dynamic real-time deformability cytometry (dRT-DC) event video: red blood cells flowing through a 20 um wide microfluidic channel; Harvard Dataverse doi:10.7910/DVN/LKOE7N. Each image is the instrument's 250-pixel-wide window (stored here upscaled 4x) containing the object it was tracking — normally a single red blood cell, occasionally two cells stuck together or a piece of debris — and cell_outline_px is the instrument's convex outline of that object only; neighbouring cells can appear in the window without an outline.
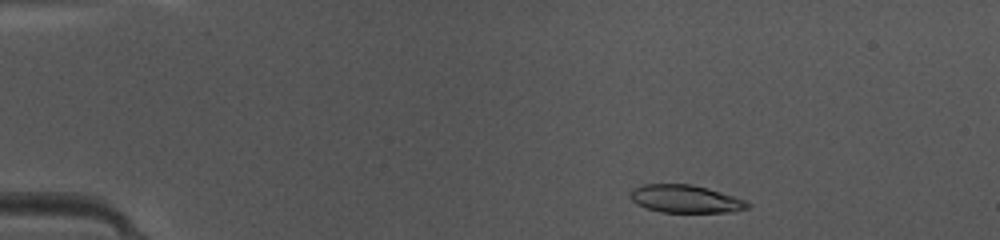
{"species": "common noctule bat (a hibernating species)", "species_latin": "Nyctalus noctula", "temperature_condition": "warm", "stored_images_in_passage": 43, "camera_frame_rate_fps": 3000, "um_per_image_px": 0.085, "animal": {"sex": "female", "body_mass_g": 10.0, "forearm_length_mm": 53.1}, "frame": {"image": 1, "passage_image": 3, "time_ms": 0.667, "image_size_px": [1000, 240], "cell_outline_px": [[752, 204], [748, 208], [732, 212], [660, 212], [636, 204], [628, 196], [628, 192], [632, 188], [644, 184], [692, 184], [708, 188], [748, 200]], "centroid_in_image_um": [58.27, 16.9], "position_along_channel_um": 26.7, "area_um2": 19.31}}
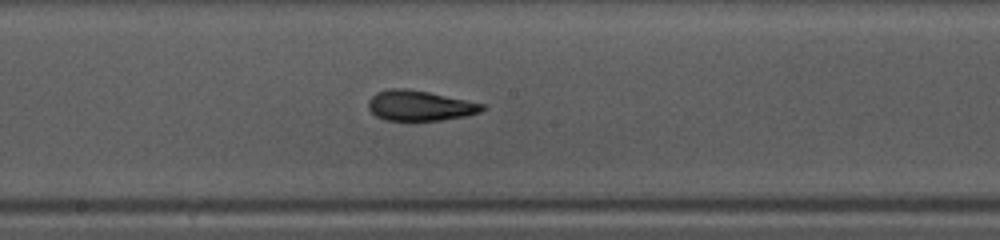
{"frame": {"image": 2, "passage_image": 21, "time_ms": 6.667, "image_size_px": [1000, 240], "cell_outline_px": [[484, 108], [480, 112], [464, 116], [440, 120], [384, 120], [376, 116], [368, 108], [368, 100], [376, 92], [388, 88], [408, 88], [428, 92], [484, 104]], "centroid_in_image_um": [35.62, 8.97], "position_along_channel_um": 212.6, "area_um2": 19.94}}
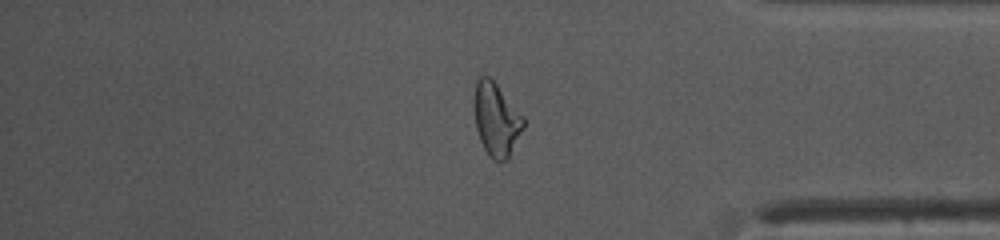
{"frame": {"image": 3, "passage_image": 35, "time_ms": 11.333, "image_size_px": [1000, 240], "cell_outline_px": [[524, 128], [508, 160], [492, 160], [488, 156], [480, 140], [476, 128], [472, 104], [476, 80], [480, 76], [488, 76], [496, 84], [524, 116]], "centroid_in_image_um": [42.17, 10.16], "position_along_channel_um": 393.0, "area_um2": 21.33}, "authors_computed_cell_mechanics": {"area_um2": 20.23, "velocity_mm_per_s": 4.2149, "shape_relaxation_time_tau1_ms": 4.647, "shape_relaxation_time_tau2_ms": 1.6203, "deformation_change_tau1": 0.1916, "deformation_change_tau2": 0.0894}}